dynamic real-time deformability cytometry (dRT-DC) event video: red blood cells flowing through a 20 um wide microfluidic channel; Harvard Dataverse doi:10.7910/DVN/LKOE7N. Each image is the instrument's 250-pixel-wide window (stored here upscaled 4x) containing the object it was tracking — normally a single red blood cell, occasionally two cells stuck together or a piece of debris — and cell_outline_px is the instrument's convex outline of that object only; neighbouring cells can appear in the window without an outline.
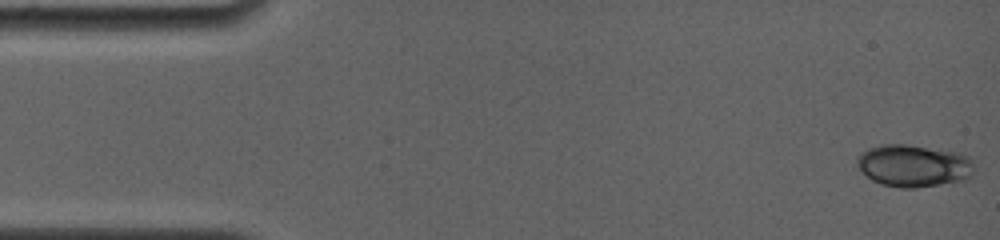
{"species": "common noctule bat (a hibernating species)", "species_latin": "Nyctalus noctula", "temperature_condition": "room temperature", "stored_images_in_passage": 35, "camera_frame_rate_fps": 4000, "um_per_image_px": 0.085, "animal": {"sex": "female", "body_mass_g": 19.0, "forearm_length_mm": 56.7}, "frame": {"image": 1, "passage_image": 1, "time_ms": 0.0, "image_size_px": [1000, 240], "cell_outline_px": [[972, 176], [968, 180], [916, 188], [900, 188], [880, 184], [872, 180], [860, 168], [860, 152], [872, 148], [888, 144], [904, 144], [924, 148], [960, 156], [972, 168]], "centroid_in_image_um": [77.59, 14.15], "position_along_channel_um": 7.4, "area_um2": 27.28}}
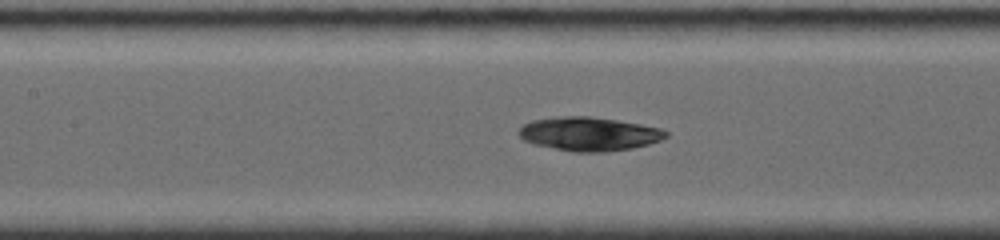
{"frame": {"image": 2, "passage_image": 14, "time_ms": 7.0, "image_size_px": [1000, 240], "cell_outline_px": [[668, 136], [660, 140], [648, 144], [632, 148], [608, 152], [572, 152], [532, 144], [524, 140], [516, 132], [524, 124], [532, 120], [560, 116], [588, 116], [616, 120], [640, 124], [660, 128], [668, 132]], "centroid_in_image_um": [50.04, 11.39], "position_along_channel_um": 157.4, "area_um2": 29.02}}
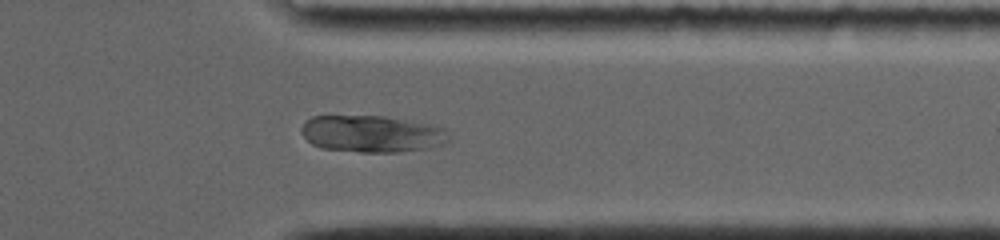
{"frame": {"image": 3, "passage_image": 27, "time_ms": 12.75, "image_size_px": [1000, 240], "cell_outline_px": [[452, 140], [444, 144], [424, 148], [400, 152], [360, 152], [320, 148], [312, 144], [304, 136], [300, 128], [304, 120], [312, 116], [384, 116], [432, 124], [444, 128], [452, 136]], "centroid_in_image_um": [31.64, 11.37], "position_along_channel_um": 379.8, "area_um2": 32.02}, "authors_computed_cell_mechanics": {"area_um2": 29.3046, "velocity_mm_per_s": 3.8618, "shape_relaxation_time_tau1_ms": 2.7335, "shape_relaxation_time_tau2_ms": null, "deformation_change_tau1": 0.0542, "deformation_change_tau2": null}}